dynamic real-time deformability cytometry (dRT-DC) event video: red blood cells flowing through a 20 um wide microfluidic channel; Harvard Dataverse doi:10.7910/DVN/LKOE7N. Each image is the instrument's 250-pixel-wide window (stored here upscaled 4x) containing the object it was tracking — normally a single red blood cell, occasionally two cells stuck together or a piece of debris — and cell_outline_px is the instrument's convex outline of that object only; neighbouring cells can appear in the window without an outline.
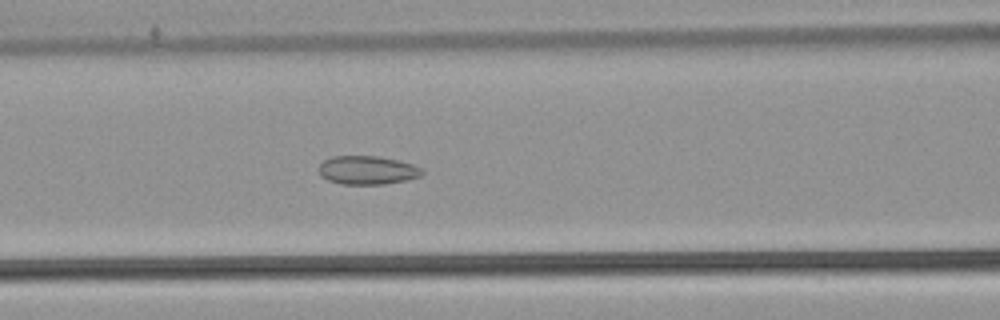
{"species": "common noctule bat (a hibernating species)", "species_latin": "Nyctalus noctula", "temperature_condition": "warm", "stored_images_in_passage": 54, "camera_frame_rate_fps": 3000, "um_per_image_px": 0.085, "animal": {"sex": "male", "body_mass_g": 21.5, "forearm_length_mm": 52.0}, "frame": {"image": 1, "passage_image": 23, "time_ms": 7.333, "image_size_px": [1000, 320], "cell_outline_px": [[424, 172], [420, 176], [408, 180], [384, 184], [344, 184], [328, 180], [320, 176], [320, 164], [324, 160], [332, 156], [380, 156], [412, 164], [420, 168]], "centroid_in_image_um": [31.22, 14.46], "position_along_channel_um": 135.4, "area_um2": 17.11}}
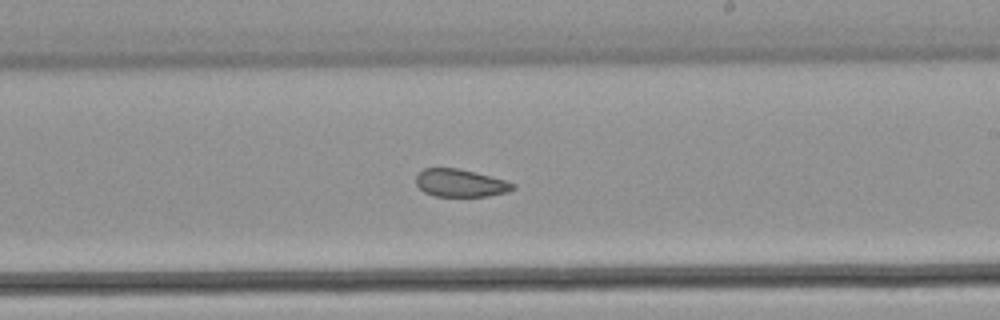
{"frame": {"image": 2, "passage_image": 32, "time_ms": 10.333, "image_size_px": [1000, 320], "cell_outline_px": [[516, 188], [508, 192], [488, 196], [436, 196], [424, 192], [416, 184], [416, 176], [424, 168], [460, 168], [504, 180], [516, 184]], "centroid_in_image_um": [39.14, 15.56], "position_along_channel_um": 249.9, "area_um2": 15.61}}
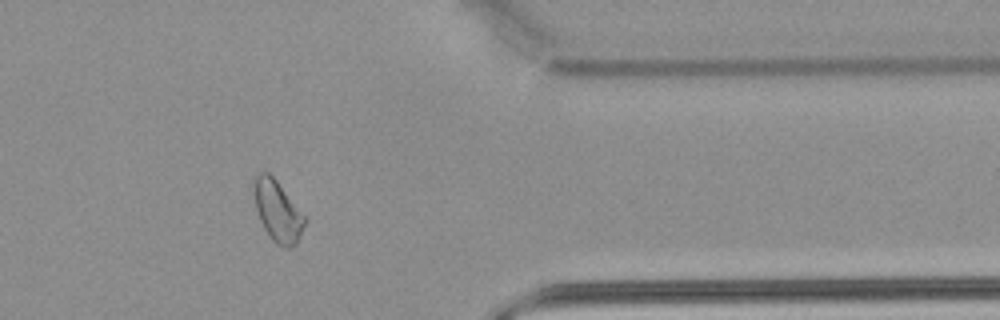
{"frame": {"image": 3, "passage_image": 44, "time_ms": 14.333, "image_size_px": [1000, 320], "cell_outline_px": [[308, 220], [296, 244], [288, 248], [284, 248], [276, 244], [272, 240], [264, 228], [260, 220], [256, 208], [256, 172], [268, 172], [276, 180]], "centroid_in_image_um": [23.64, 18.0], "position_along_channel_um": 387.8, "area_um2": 17.57}, "authors_computed_cell_mechanics": {"area_um2": 19.3919, "velocity_mm_per_s": 3.8285, "shape_relaxation_time_tau1_ms": null, "shape_relaxation_time_tau2_ms": 2.1206, "deformation_change_tau1": null, "deformation_change_tau2": 0.078}}